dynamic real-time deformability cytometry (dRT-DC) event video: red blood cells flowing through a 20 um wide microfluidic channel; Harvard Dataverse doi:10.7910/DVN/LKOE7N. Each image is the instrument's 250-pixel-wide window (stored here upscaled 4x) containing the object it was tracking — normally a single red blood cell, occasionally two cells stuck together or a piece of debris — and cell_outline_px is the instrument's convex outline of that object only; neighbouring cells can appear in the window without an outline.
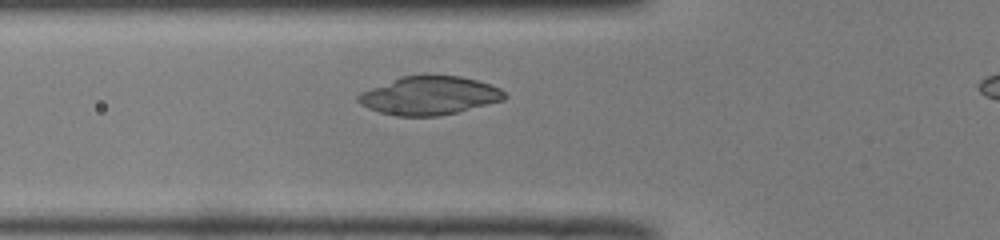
{"species": "common noctule bat (a hibernating species)", "species_latin": "Nyctalus noctula", "temperature_condition": "room temperature", "stored_images_in_passage": 34, "camera_frame_rate_fps": 3000, "um_per_image_px": 0.085, "animal": {"sex": "male", "body_mass_g": 19.0, "forearm_length_mm": 50.8}, "frame": {"image": 1, "passage_image": 7, "time_ms": 2.0, "image_size_px": [1000, 240], "cell_outline_px": [[508, 96], [504, 100], [440, 116], [396, 116], [380, 112], [368, 108], [360, 104], [356, 100], [356, 96], [360, 92], [400, 76], [460, 76], [476, 80], [500, 88]], "centroid_in_image_um": [36.47, 8.13], "position_along_channel_um": 89.3, "area_um2": 32.6}}
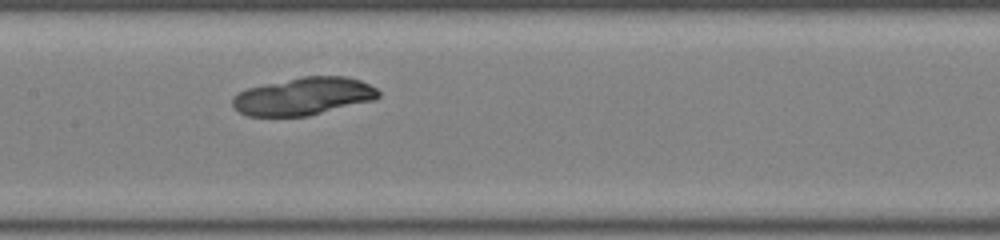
{"frame": {"image": 2, "passage_image": 14, "time_ms": 4.333, "image_size_px": [1000, 240], "cell_outline_px": [[380, 96], [376, 100], [308, 116], [248, 116], [240, 112], [232, 104], [232, 96], [248, 88], [300, 76], [344, 76], [360, 80], [376, 88], [380, 92]], "centroid_in_image_um": [25.83, 8.18], "position_along_channel_um": 181.6, "area_um2": 32.08}}
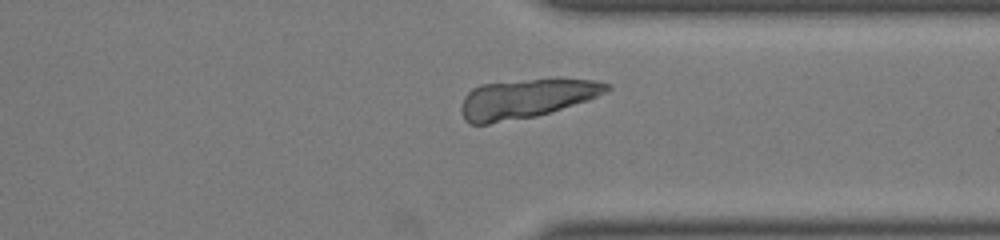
{"frame": {"image": 3, "passage_image": 28, "time_ms": 9.0, "image_size_px": [1000, 240], "cell_outline_px": [[612, 88], [588, 100], [536, 116], [488, 124], [468, 124], [464, 120], [460, 108], [464, 96], [472, 88], [480, 84], [532, 80], [592, 80], [612, 84]], "centroid_in_image_um": [44.66, 8.4], "position_along_channel_um": 366.7, "area_um2": 32.66}}